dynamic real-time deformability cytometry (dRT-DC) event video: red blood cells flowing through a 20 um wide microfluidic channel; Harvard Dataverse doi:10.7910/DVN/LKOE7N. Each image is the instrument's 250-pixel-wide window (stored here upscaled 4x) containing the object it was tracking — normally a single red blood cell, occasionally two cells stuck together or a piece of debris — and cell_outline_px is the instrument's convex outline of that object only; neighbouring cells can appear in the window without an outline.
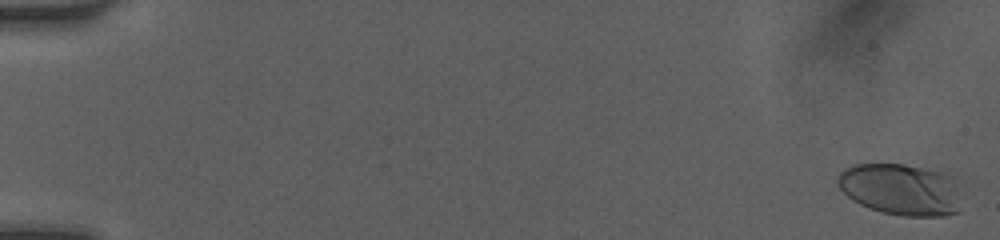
{"species": "human", "species_latin": "Homo sapiens", "temperature_condition": "room temperature", "stored_images_in_passage": 52, "camera_frame_rate_fps": 3000, "um_per_image_px": 0.085, "donor": {"sex": "female"}, "frame": {"image": 1, "passage_image": 2, "time_ms": 0.333, "image_size_px": [1000, 240], "cell_outline_px": [[960, 212], [944, 216], [904, 216], [884, 212], [860, 204], [852, 200], [836, 184], [836, 176], [844, 168], [852, 164], [904, 164], [948, 172], [956, 180]], "centroid_in_image_um": [76.58, 16.08], "position_along_channel_um": 8.4, "area_um2": 37.63}}
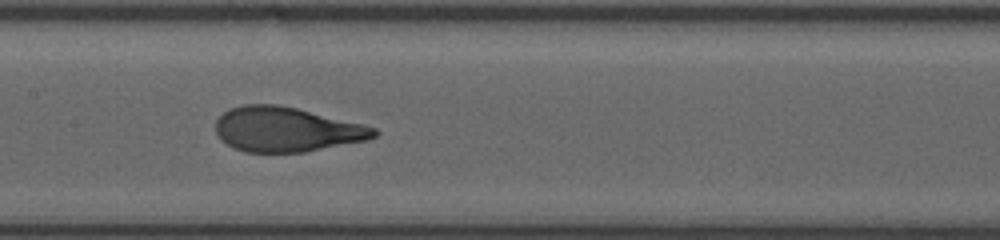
{"frame": {"image": 2, "passage_image": 28, "time_ms": 9.0, "image_size_px": [1000, 240], "cell_outline_px": [[380, 132], [376, 136], [368, 140], [304, 152], [244, 152], [232, 148], [220, 140], [216, 132], [216, 120], [228, 108], [244, 104], [276, 104], [296, 108], [376, 128]], "centroid_in_image_um": [24.3, 11.01], "position_along_channel_um": 183.1, "area_um2": 41.21}}
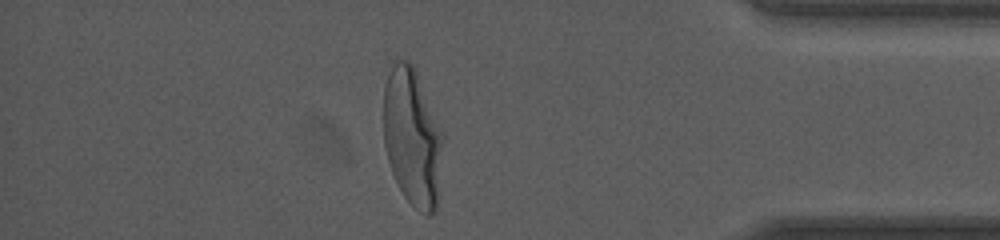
{"frame": {"image": 3, "passage_image": 46, "time_ms": 15.0, "image_size_px": [1000, 240], "cell_outline_px": [[444, 140], [436, 208], [428, 216], [420, 212], [404, 196], [392, 172], [388, 160], [384, 144], [384, 88], [388, 76], [396, 60], [408, 60], [412, 64], [416, 72], [444, 136]], "centroid_in_image_um": [35.05, 11.69], "position_along_channel_um": 400.1, "area_um2": 47.11}, "authors_computed_cell_mechanics": {"area_um2": 41.6449, "velocity_mm_per_s": 4.093, "shape_relaxation_time_tau1_ms": 4.3133, "shape_relaxation_time_tau2_ms": null, "deformation_change_tau1": 0.2152, "deformation_change_tau2": null}}